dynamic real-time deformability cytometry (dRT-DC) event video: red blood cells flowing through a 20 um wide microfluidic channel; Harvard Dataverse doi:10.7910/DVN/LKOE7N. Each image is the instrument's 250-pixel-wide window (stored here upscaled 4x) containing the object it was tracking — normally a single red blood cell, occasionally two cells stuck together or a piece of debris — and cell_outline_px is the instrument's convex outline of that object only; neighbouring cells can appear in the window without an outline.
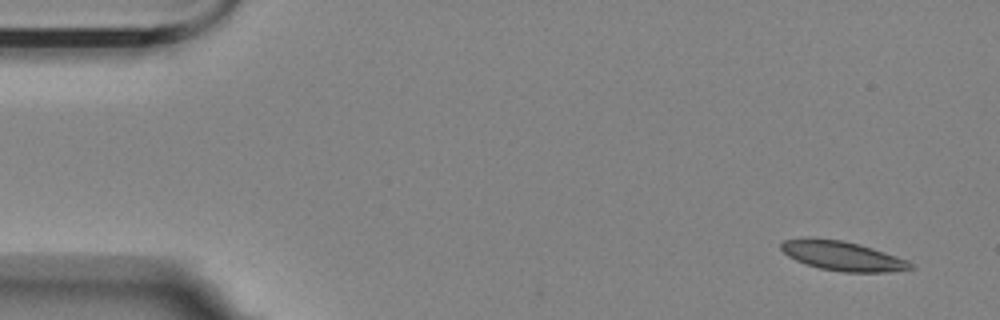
{"species": "Egyptian fruit bat (a non-hibernating species)", "species_latin": "Rousettus aegyptiacus", "temperature_condition": "room temperature", "stored_images_in_passage": 4, "camera_frame_rate_fps": 3000, "um_per_image_px": 0.085, "animal": {"sex": "female"}, "frame": {"image": 1, "passage_image": 1, "time_ms": 0.0, "image_size_px": [1000, 320], "cell_outline_px": [[916, 268], [888, 272], [844, 272], [820, 268], [796, 260], [788, 256], [780, 248], [780, 244], [784, 240], [804, 236], [812, 236], [840, 240], [860, 244], [908, 260], [916, 264]], "centroid_in_image_um": [71.61, 21.73], "position_along_channel_um": 13.4, "area_um2": 22.48}}